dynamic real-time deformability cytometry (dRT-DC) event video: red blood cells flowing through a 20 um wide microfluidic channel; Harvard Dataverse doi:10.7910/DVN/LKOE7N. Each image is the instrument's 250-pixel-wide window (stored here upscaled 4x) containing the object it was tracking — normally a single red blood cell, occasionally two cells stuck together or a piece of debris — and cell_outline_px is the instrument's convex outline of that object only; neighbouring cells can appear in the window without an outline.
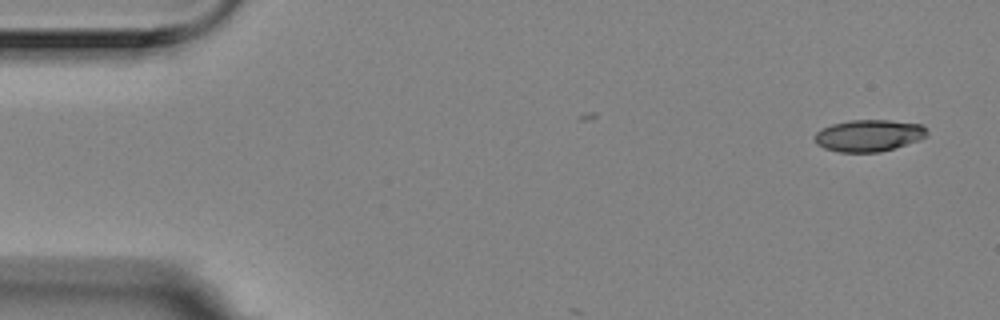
{"species": "Egyptian fruit bat (a non-hibernating species)", "species_latin": "Rousettus aegyptiacus", "temperature_condition": "room temperature", "stored_images_in_passage": 2, "camera_frame_rate_fps": 3000, "um_per_image_px": 0.085, "animal": {"sex": "female"}, "frame": {"image": 1, "passage_image": 2, "time_ms": 0.333, "image_size_px": [1000, 320], "cell_outline_px": [[928, 136], [920, 140], [880, 152], [836, 152], [824, 148], [816, 144], [812, 136], [816, 132], [832, 124], [852, 120], [888, 120], [924, 124], [928, 128]], "centroid_in_image_um": [73.87, 11.52], "position_along_channel_um": 11.1, "area_um2": 21.1}}